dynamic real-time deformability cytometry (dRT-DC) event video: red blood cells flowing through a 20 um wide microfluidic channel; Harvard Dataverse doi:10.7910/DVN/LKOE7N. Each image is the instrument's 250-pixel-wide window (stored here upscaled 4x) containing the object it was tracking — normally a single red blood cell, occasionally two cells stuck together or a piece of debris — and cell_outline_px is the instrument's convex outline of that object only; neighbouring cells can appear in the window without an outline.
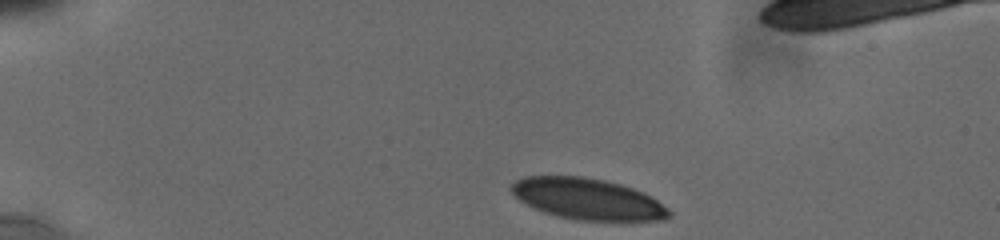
{"species": "human", "species_latin": "Homo sapiens", "temperature_condition": "cold", "stored_images_in_passage": 10, "camera_frame_rate_fps": 3000, "um_per_image_px": 0.085, "donor": {"sex": "male"}, "frame": {"image": 1, "passage_image": 1, "time_ms": 0.0, "image_size_px": [1000, 240], "cell_outline_px": [[672, 216], [664, 220], [576, 220], [544, 212], [524, 204], [512, 192], [512, 184], [516, 180], [524, 176], [580, 176], [604, 180], [620, 184], [644, 192], [668, 208], [672, 212]], "centroid_in_image_um": [49.96, 16.91], "position_along_channel_um": 35.0, "area_um2": 37.63}}
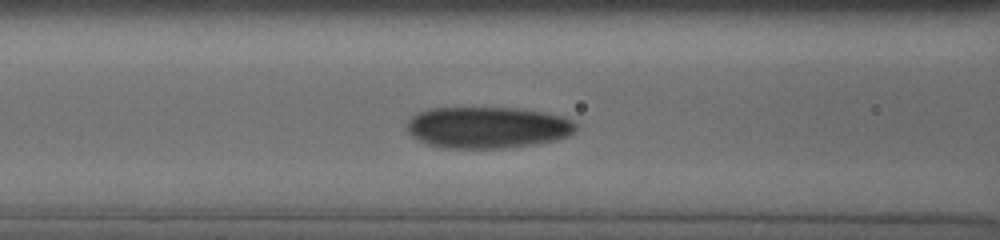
{"frame": {"image": 2, "passage_image": 8, "time_ms": 4.333, "image_size_px": [1000, 240], "cell_outline_px": [[576, 128], [568, 136], [556, 140], [536, 144], [504, 148], [440, 148], [428, 144], [412, 136], [408, 132], [408, 120], [416, 112], [432, 108], [520, 108], [544, 112], [564, 116], [572, 120], [576, 124]], "centroid_in_image_um": [41.45, 10.83], "position_along_channel_um": 125.2, "area_um2": 41.04}}
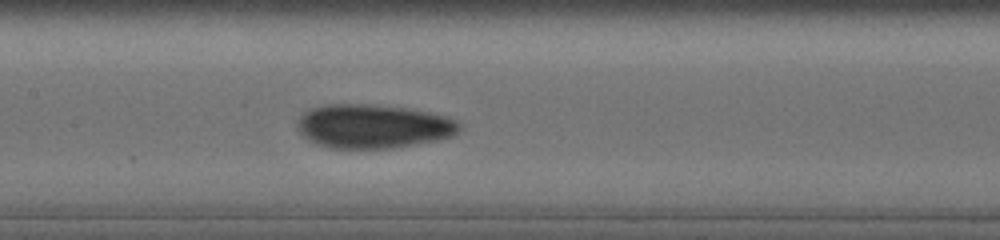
{"frame": {"image": 3, "passage_image": 10, "time_ms": 5.667, "image_size_px": [1000, 240], "cell_outline_px": [[460, 128], [452, 136], [436, 140], [392, 148], [332, 148], [316, 144], [308, 140], [296, 128], [296, 120], [308, 108], [324, 104], [368, 104], [408, 108], [428, 112], [444, 116], [456, 120], [460, 124]], "centroid_in_image_um": [31.65, 10.72], "position_along_channel_um": 175.8, "area_um2": 41.56}}